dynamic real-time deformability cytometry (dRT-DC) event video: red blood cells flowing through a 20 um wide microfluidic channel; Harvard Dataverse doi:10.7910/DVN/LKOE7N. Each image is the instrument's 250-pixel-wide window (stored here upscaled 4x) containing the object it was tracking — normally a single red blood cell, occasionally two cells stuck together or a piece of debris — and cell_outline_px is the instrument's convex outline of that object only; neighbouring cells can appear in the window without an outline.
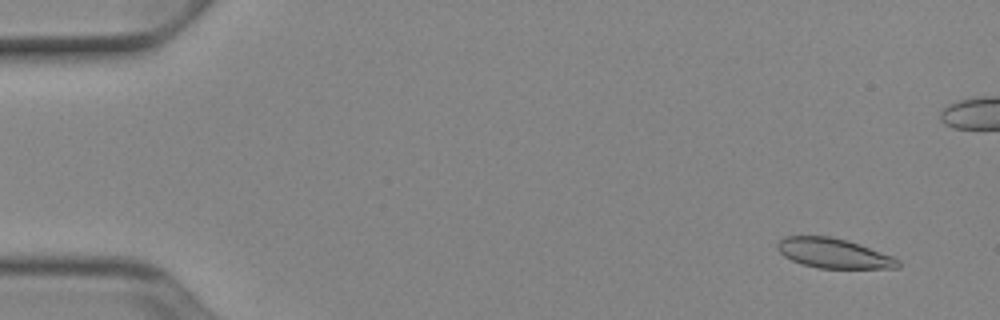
{"species": "Egyptian fruit bat (a non-hibernating species)", "species_latin": "Rousettus aegyptiacus", "temperature_condition": "cold", "stored_images_in_passage": 53, "camera_frame_rate_fps": 3000, "um_per_image_px": 0.085, "animal": {"sex": "female"}, "frame": {"image": 1, "passage_image": 4, "time_ms": 1.0, "image_size_px": [1000, 320], "cell_outline_px": [[900, 268], [816, 268], [792, 260], [784, 256], [776, 248], [776, 244], [784, 236], [832, 236], [848, 240], [860, 244], [892, 256], [900, 260]], "centroid_in_image_um": [70.86, 21.52], "position_along_channel_um": 14.1, "area_um2": 20.98}}
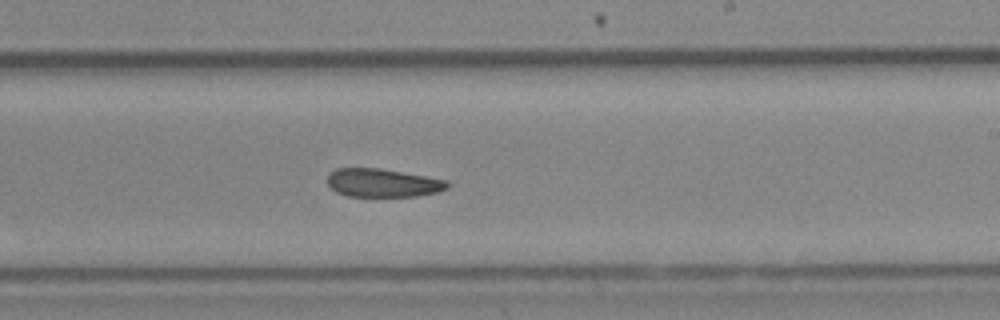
{"frame": {"image": 2, "passage_image": 32, "time_ms": 10.333, "image_size_px": [1000, 320], "cell_outline_px": [[448, 188], [440, 192], [416, 196], [348, 196], [336, 192], [328, 184], [328, 176], [336, 168], [380, 168], [448, 180]], "centroid_in_image_um": [32.56, 15.54], "position_along_channel_um": 256.4, "area_um2": 19.77}}
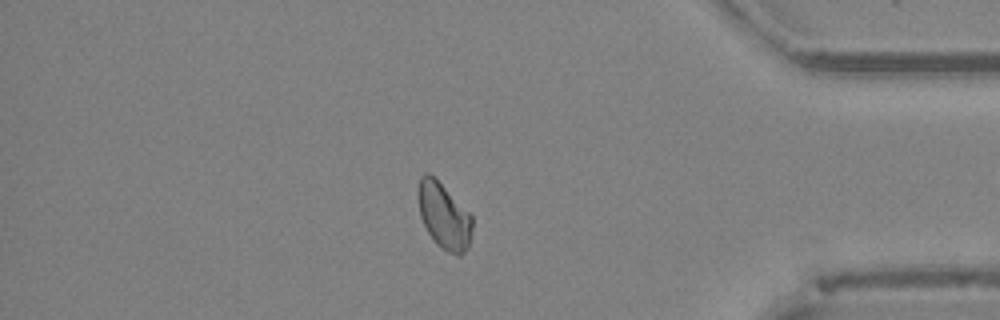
{"frame": {"image": 3, "passage_image": 45, "time_ms": 14.667, "image_size_px": [1000, 320], "cell_outline_px": [[472, 232], [468, 248], [460, 256], [456, 256], [448, 252], [436, 244], [428, 232], [420, 216], [416, 196], [420, 176], [424, 172], [428, 172], [472, 216]], "centroid_in_image_um": [37.7, 18.38], "position_along_channel_um": 397.5, "area_um2": 20.69}}